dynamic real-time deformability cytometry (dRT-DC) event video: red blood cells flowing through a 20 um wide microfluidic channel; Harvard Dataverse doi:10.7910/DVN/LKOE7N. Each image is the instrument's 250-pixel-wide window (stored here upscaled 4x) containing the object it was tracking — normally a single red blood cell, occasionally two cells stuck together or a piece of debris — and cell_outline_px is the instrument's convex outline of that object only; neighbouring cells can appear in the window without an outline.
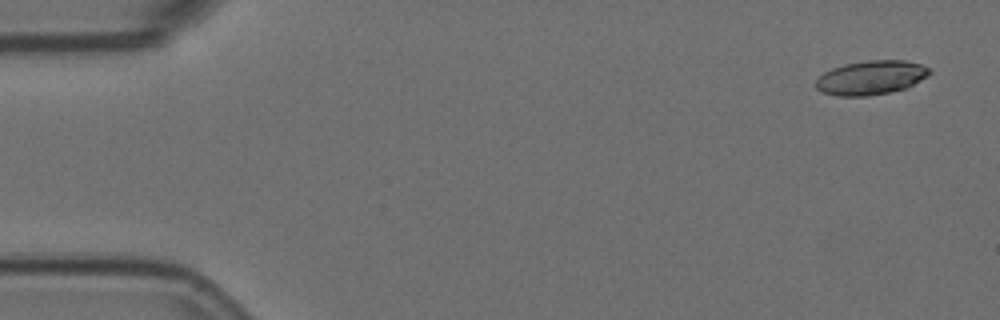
{"species": "Egyptian fruit bat (a non-hibernating species)", "species_latin": "Rousettus aegyptiacus", "temperature_condition": "room temperature", "stored_images_in_passage": 5, "camera_frame_rate_fps": 3000, "um_per_image_px": 0.085, "animal": {"sex": "female"}, "frame": {"image": 1, "passage_image": 1, "time_ms": 0.0, "image_size_px": [1000, 320], "cell_outline_px": [[932, 72], [928, 76], [904, 88], [888, 92], [868, 96], [836, 96], [824, 92], [816, 88], [816, 80], [824, 72], [832, 68], [844, 64], [868, 60], [904, 60], [920, 64], [928, 68]], "centroid_in_image_um": [74.02, 6.59], "position_along_channel_um": 11.0, "area_um2": 22.37}}
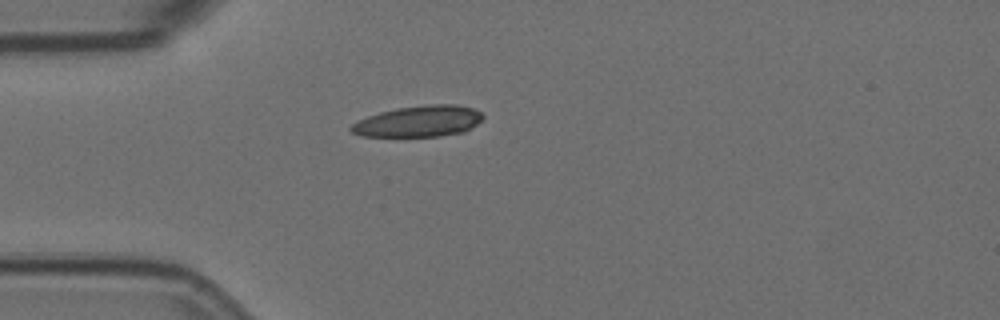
{"frame": {"image": 2, "passage_image": 5, "time_ms": 1.333, "image_size_px": [1000, 320], "cell_outline_px": [[484, 116], [476, 124], [464, 132], [440, 136], [360, 136], [352, 132], [348, 128], [356, 120], [380, 112], [396, 108], [428, 104], [456, 104], [472, 108], [480, 112]], "centroid_in_image_um": [35.56, 10.3], "position_along_channel_um": 49.4, "area_um2": 23.93}}